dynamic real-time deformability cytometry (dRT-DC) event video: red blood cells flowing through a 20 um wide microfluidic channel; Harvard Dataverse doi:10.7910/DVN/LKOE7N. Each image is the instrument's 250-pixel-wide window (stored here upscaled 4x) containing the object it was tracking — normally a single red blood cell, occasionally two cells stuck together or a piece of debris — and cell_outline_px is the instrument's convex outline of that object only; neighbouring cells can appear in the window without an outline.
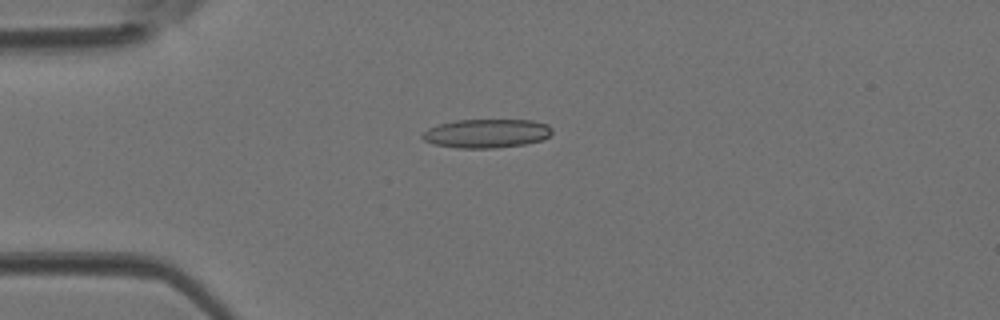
{"species": "Egyptian fruit bat (a non-hibernating species)", "species_latin": "Rousettus aegyptiacus", "temperature_condition": "room temperature", "stored_images_in_passage": 39, "camera_frame_rate_fps": 3000, "um_per_image_px": 0.085, "animal": {"sex": "female"}, "frame": {"image": 1, "passage_image": 6, "time_ms": 1.667, "image_size_px": [1000, 320], "cell_outline_px": [[552, 132], [544, 140], [524, 144], [496, 148], [456, 148], [432, 144], [424, 140], [420, 136], [428, 128], [440, 124], [456, 120], [532, 120], [548, 124], [552, 128]], "centroid_in_image_um": [41.36, 11.34], "position_along_channel_um": 43.6, "area_um2": 21.91}}
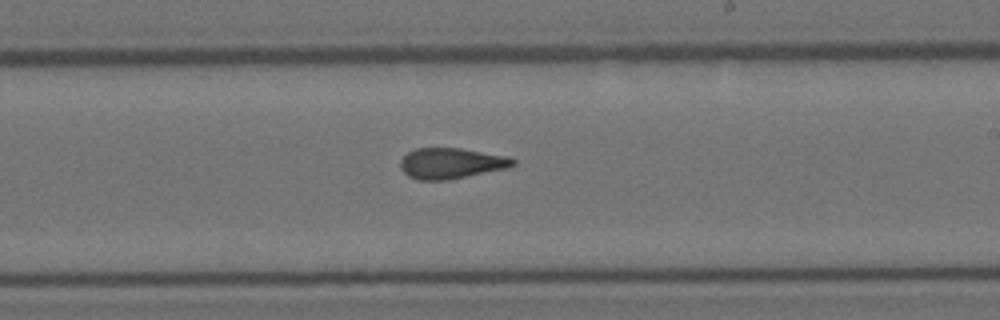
{"frame": {"image": 2, "passage_image": 21, "time_ms": 6.667, "image_size_px": [1000, 320], "cell_outline_px": [[516, 164], [504, 168], [444, 180], [420, 180], [408, 176], [400, 168], [400, 160], [408, 152], [416, 148], [460, 148], [508, 156], [516, 160]], "centroid_in_image_um": [38.31, 13.86], "position_along_channel_um": 250.7, "area_um2": 19.83}}
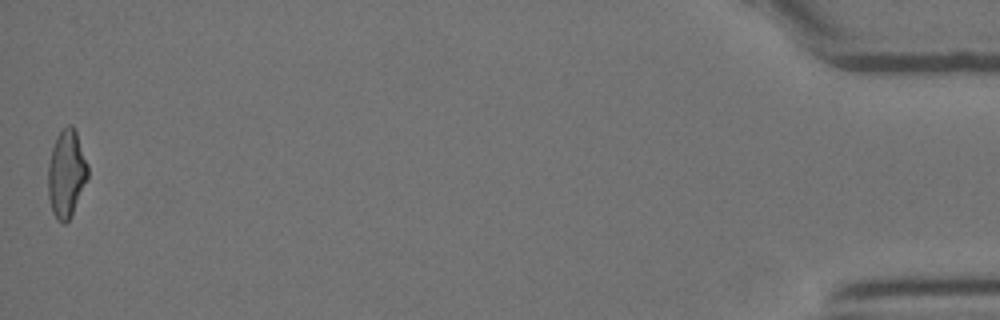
{"frame": {"image": 3, "passage_image": 39, "time_ms": 12.667, "image_size_px": [1000, 320], "cell_outline_px": [[88, 176], [72, 212], [68, 220], [64, 224], [60, 224], [56, 220], [52, 212], [48, 196], [48, 164], [52, 148], [56, 136], [68, 124], [72, 124], [76, 132], [88, 164]], "centroid_in_image_um": [5.62, 14.76], "position_along_channel_um": 429.6, "area_um2": 20.11}}